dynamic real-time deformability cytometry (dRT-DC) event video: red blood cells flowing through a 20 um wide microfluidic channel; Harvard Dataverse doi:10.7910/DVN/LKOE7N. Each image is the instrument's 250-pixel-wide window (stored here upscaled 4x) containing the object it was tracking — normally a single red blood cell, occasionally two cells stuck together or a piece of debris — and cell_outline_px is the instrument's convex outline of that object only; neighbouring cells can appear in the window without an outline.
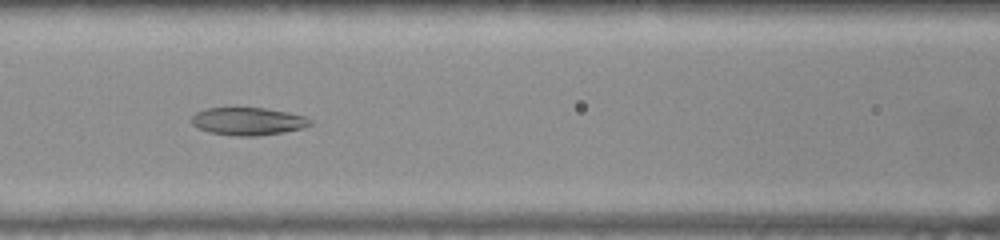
{"species": "common noctule bat (a hibernating species)", "species_latin": "Nyctalus noctula", "temperature_condition": "warm", "stored_images_in_passage": 52, "camera_frame_rate_fps": 3000, "um_per_image_px": 0.085, "animal": {"sex": "female", "body_mass_g": 22.0, "forearm_length_mm": 56.7}, "frame": {"image": 1, "passage_image": 22, "time_ms": 7.0, "image_size_px": [1000, 240], "cell_outline_px": [[316, 124], [304, 128], [284, 132], [256, 136], [236, 136], [208, 132], [196, 128], [192, 124], [192, 116], [196, 112], [208, 108], [264, 108], [304, 116], [312, 120]], "centroid_in_image_um": [21.1, 10.32], "position_along_channel_um": 145.5, "area_um2": 19.25}}
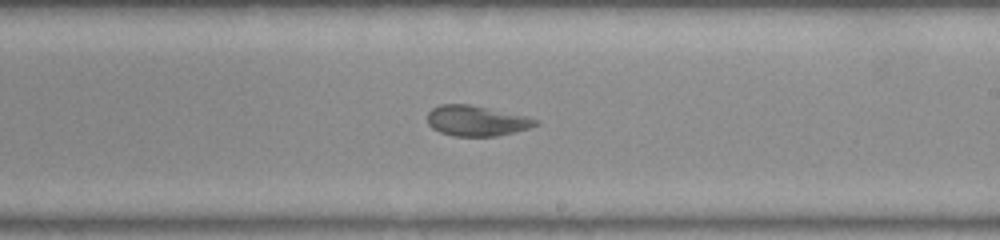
{"frame": {"image": 2, "passage_image": 30, "time_ms": 9.667, "image_size_px": [1000, 240], "cell_outline_px": [[540, 124], [528, 128], [496, 136], [452, 136], [440, 132], [432, 128], [428, 124], [428, 112], [432, 108], [440, 104], [468, 104], [528, 116], [540, 120]], "centroid_in_image_um": [40.5, 10.26], "position_along_channel_um": 248.5, "area_um2": 19.19}}
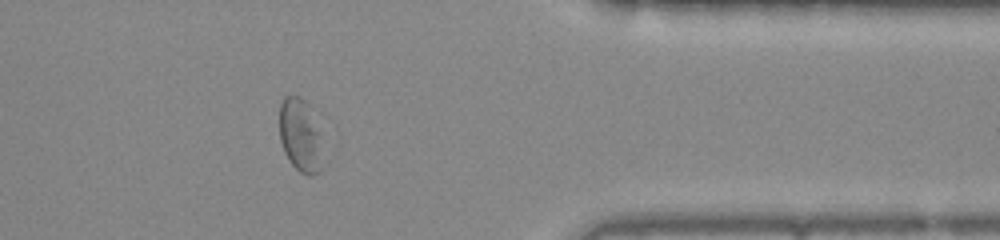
{"frame": {"image": 3, "passage_image": 42, "time_ms": 13.667, "image_size_px": [1000, 240], "cell_outline_px": [[324, 168], [320, 172], [312, 176], [308, 176], [300, 172], [288, 160], [284, 152], [280, 140], [280, 104], [284, 96], [296, 96], [304, 100], [308, 104], [320, 144]], "centroid_in_image_um": [25.5, 11.58], "position_along_channel_um": 385.9, "area_um2": 18.15}, "authors_computed_cell_mechanics": {"area_um2": 24.7095, "velocity_mm_per_s": 3.8745, "shape_relaxation_time_tau1_ms": null, "shape_relaxation_time_tau2_ms": 2.5982, "deformation_change_tau1": null, "deformation_change_tau2": 0.0875}}